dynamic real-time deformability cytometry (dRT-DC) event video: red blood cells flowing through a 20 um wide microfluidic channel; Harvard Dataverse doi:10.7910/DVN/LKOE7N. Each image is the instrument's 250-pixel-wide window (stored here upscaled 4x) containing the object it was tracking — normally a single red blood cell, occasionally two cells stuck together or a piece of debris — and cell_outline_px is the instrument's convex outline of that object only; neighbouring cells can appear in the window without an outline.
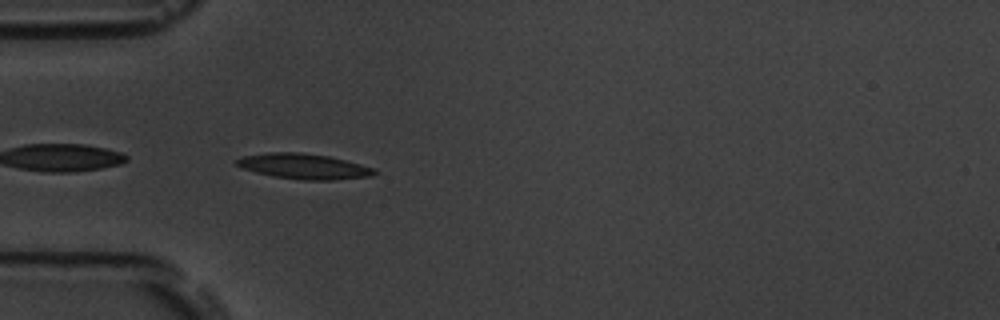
{"species": "common noctule bat (a hibernating species)", "species_latin": "Nyctalus noctula", "temperature_condition": "room temperature", "stored_images_in_passage": 40, "camera_frame_rate_fps": 3000, "um_per_image_px": 0.085, "animal": {"sex": "male", "body_mass_g": 19.5, "forearm_length_mm": 54.6}, "frame": {"image": 1, "passage_image": 2, "time_ms": 0.333, "image_size_px": [1000, 320], "cell_outline_px": [[376, 172], [372, 176], [332, 180], [300, 180], [272, 176], [240, 168], [236, 164], [236, 160], [244, 156], [268, 152], [300, 152], [328, 156], [376, 168]], "centroid_in_image_um": [25.81, 14.14], "position_along_channel_um": 59.2, "area_um2": 20.35}}
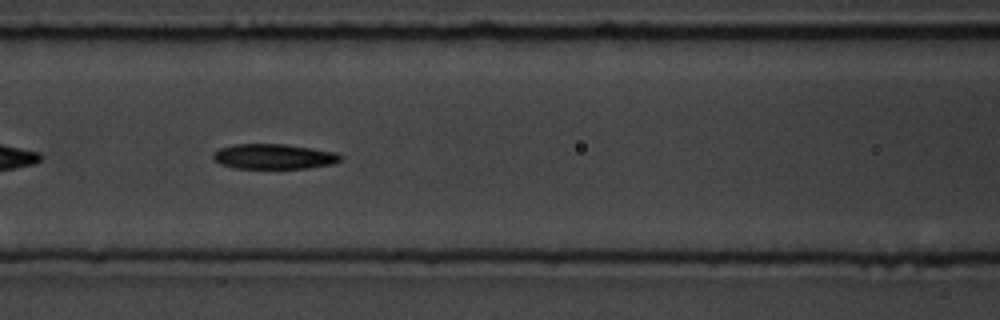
{"frame": {"image": 2, "passage_image": 9, "time_ms": 2.667, "image_size_px": [1000, 320], "cell_outline_px": [[344, 156], [340, 160], [332, 164], [308, 168], [232, 168], [220, 164], [212, 156], [212, 152], [220, 148], [232, 144], [284, 144], [312, 148], [336, 152]], "centroid_in_image_um": [23.26, 13.3], "position_along_channel_um": 143.3, "area_um2": 18.73}}
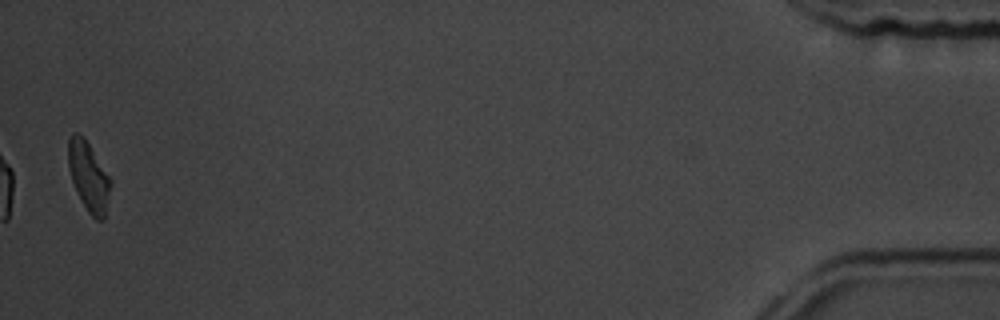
{"frame": {"image": 3, "passage_image": 39, "time_ms": 12.667, "image_size_px": [1000, 320], "cell_outline_px": [[112, 184], [104, 220], [96, 220], [88, 212], [80, 200], [76, 192], [68, 168], [68, 140], [72, 132], [80, 132], [84, 136], [112, 180]], "centroid_in_image_um": [7.53, 14.99], "position_along_channel_um": 427.7, "area_um2": 17.46}, "authors_computed_cell_mechanics": {"area_um2": 18.785, "velocity_mm_per_s": 3.765, "shape_relaxation_time_tau1_ms": 3.2606, "shape_relaxation_time_tau2_ms": null, "deformation_change_tau1": 0.1384, "deformation_change_tau2": null}}